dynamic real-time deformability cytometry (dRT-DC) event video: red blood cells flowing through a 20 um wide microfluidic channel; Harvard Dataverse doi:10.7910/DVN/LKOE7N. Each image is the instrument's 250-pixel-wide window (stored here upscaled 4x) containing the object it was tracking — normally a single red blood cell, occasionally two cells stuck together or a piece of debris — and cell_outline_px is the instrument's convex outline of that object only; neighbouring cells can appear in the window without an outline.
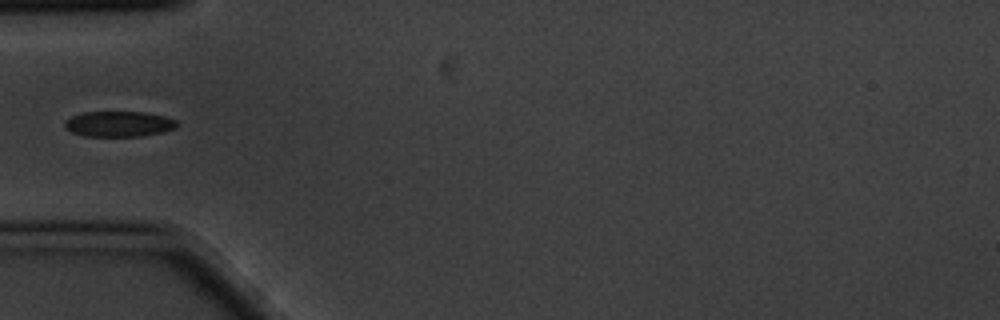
{"species": "common noctule bat (a hibernating species)", "species_latin": "Nyctalus noctula", "temperature_condition": "cold", "stored_images_in_passage": 5, "segment_of_instrument_passage": [2, 2], "camera_frame_rate_fps": 3000, "um_per_image_px": 0.085, "animal": {"sex": "male", "body_mass_g": 20.1, "forearm_length_mm": 53.5}, "frame": {"image": 1, "passage_image": 5, "time_ms": 1.333, "image_size_px": [1000, 320], "cell_outline_px": [[180, 124], [176, 128], [164, 132], [140, 136], [84, 136], [72, 132], [64, 128], [64, 120], [72, 116], [84, 112], [144, 112], [164, 116], [176, 120]], "centroid_in_image_um": [10.11, 10.54], "position_along_channel_um": 74.9, "area_um2": 16.82}}